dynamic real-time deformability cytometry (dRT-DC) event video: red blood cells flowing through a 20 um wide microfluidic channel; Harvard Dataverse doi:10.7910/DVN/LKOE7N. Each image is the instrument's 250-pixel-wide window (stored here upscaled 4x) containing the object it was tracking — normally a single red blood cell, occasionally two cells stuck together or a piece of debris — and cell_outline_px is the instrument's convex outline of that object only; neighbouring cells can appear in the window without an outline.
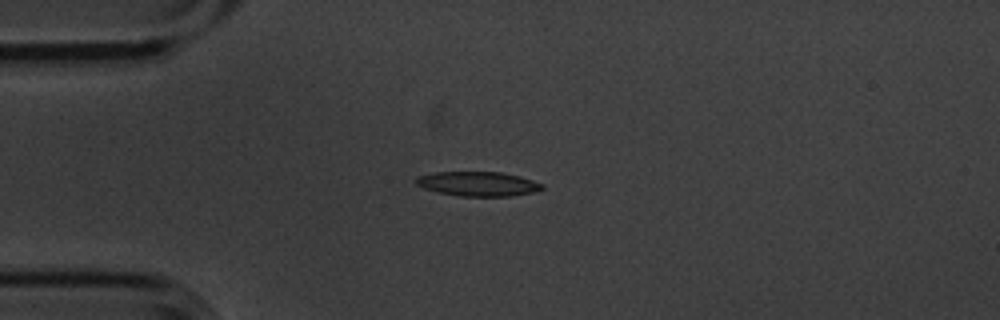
{"species": "common noctule bat (a hibernating species)", "species_latin": "Nyctalus noctula", "temperature_condition": "cold", "stored_images_in_passage": 12, "camera_frame_rate_fps": 3000, "um_per_image_px": 0.085, "animal": {"sex": "male", "body_mass_g": 20.1, "forearm_length_mm": 53.5}, "frame": {"image": 1, "passage_image": 3, "time_ms": 0.667, "image_size_px": [1000, 320], "cell_outline_px": [[544, 188], [536, 192], [512, 196], [460, 196], [440, 192], [424, 188], [416, 184], [412, 180], [416, 176], [436, 172], [500, 172], [520, 176], [544, 184]], "centroid_in_image_um": [40.64, 15.62], "position_along_channel_um": 44.4, "area_um2": 18.09}}
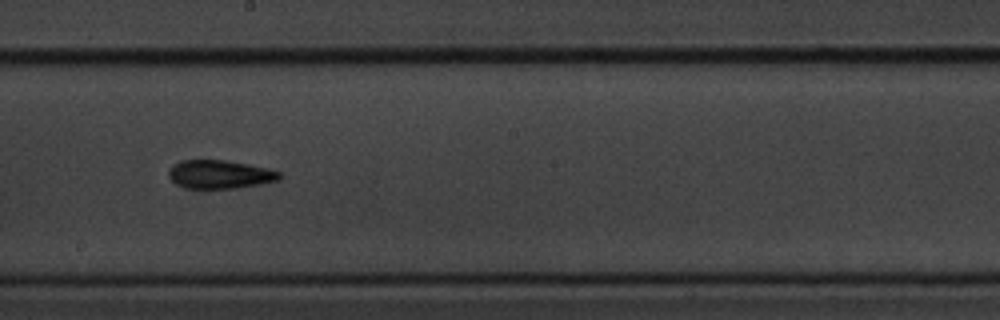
{"frame": {"image": 2, "passage_image": 8, "time_ms": 2.333, "image_size_px": [1000, 320], "cell_outline_px": [[280, 180], [260, 184], [236, 188], [188, 188], [176, 184], [168, 176], [168, 168], [172, 164], [180, 160], [224, 160], [248, 164], [280, 172]], "centroid_in_image_um": [18.63, 14.81], "position_along_channel_um": 229.6, "area_um2": 18.32}}
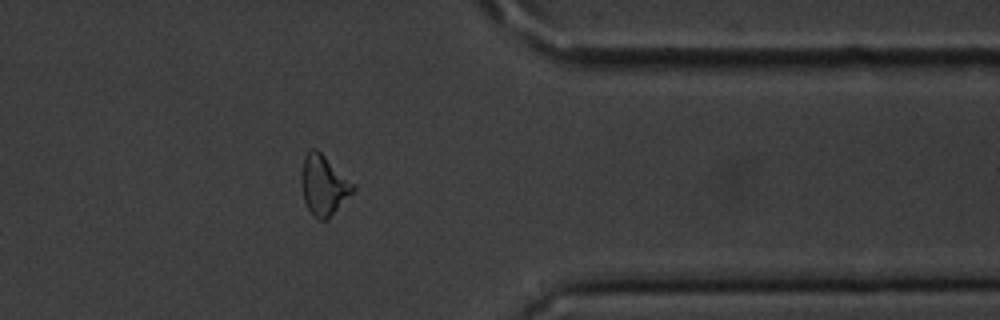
{"frame": {"image": 3, "passage_image": 12, "time_ms": 3.667, "image_size_px": [1000, 320], "cell_outline_px": [[356, 188], [328, 220], [320, 220], [312, 216], [304, 200], [300, 184], [300, 176], [304, 156], [312, 148], [316, 148], [356, 184]], "centroid_in_image_um": [27.5, 15.74], "position_along_channel_um": 383.9, "area_um2": 18.32}}